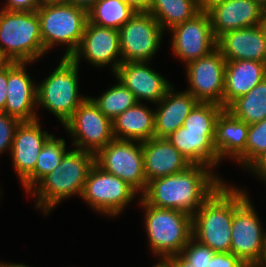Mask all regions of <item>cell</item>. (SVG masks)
I'll return each mask as SVG.
<instances>
[{
  "mask_svg": "<svg viewBox=\"0 0 266 267\" xmlns=\"http://www.w3.org/2000/svg\"><path fill=\"white\" fill-rule=\"evenodd\" d=\"M209 168L192 164L182 172L151 180L141 198L150 206L177 209L193 216L223 183Z\"/></svg>",
  "mask_w": 266,
  "mask_h": 267,
  "instance_id": "6da1fadb",
  "label": "cell"
},
{
  "mask_svg": "<svg viewBox=\"0 0 266 267\" xmlns=\"http://www.w3.org/2000/svg\"><path fill=\"white\" fill-rule=\"evenodd\" d=\"M248 198L240 189L222 183L192 216V237L214 252H230L235 210Z\"/></svg>",
  "mask_w": 266,
  "mask_h": 267,
  "instance_id": "7a4b0ae2",
  "label": "cell"
},
{
  "mask_svg": "<svg viewBox=\"0 0 266 267\" xmlns=\"http://www.w3.org/2000/svg\"><path fill=\"white\" fill-rule=\"evenodd\" d=\"M95 164L93 153L74 149L67 152L50 174L45 176L33 193L38 196L37 208L45 213L72 194L82 195L88 173Z\"/></svg>",
  "mask_w": 266,
  "mask_h": 267,
  "instance_id": "3957f363",
  "label": "cell"
},
{
  "mask_svg": "<svg viewBox=\"0 0 266 267\" xmlns=\"http://www.w3.org/2000/svg\"><path fill=\"white\" fill-rule=\"evenodd\" d=\"M0 50L9 62H31L45 54L37 11H0Z\"/></svg>",
  "mask_w": 266,
  "mask_h": 267,
  "instance_id": "277c9868",
  "label": "cell"
},
{
  "mask_svg": "<svg viewBox=\"0 0 266 267\" xmlns=\"http://www.w3.org/2000/svg\"><path fill=\"white\" fill-rule=\"evenodd\" d=\"M37 13L44 50L47 52L55 43L66 44L63 57L71 58L82 41L88 12L69 3H54L42 4Z\"/></svg>",
  "mask_w": 266,
  "mask_h": 267,
  "instance_id": "5b68a950",
  "label": "cell"
},
{
  "mask_svg": "<svg viewBox=\"0 0 266 267\" xmlns=\"http://www.w3.org/2000/svg\"><path fill=\"white\" fill-rule=\"evenodd\" d=\"M144 206L145 226L148 240L154 254L162 256L160 261L170 255L179 254L192 237V216L177 209Z\"/></svg>",
  "mask_w": 266,
  "mask_h": 267,
  "instance_id": "8992f818",
  "label": "cell"
},
{
  "mask_svg": "<svg viewBox=\"0 0 266 267\" xmlns=\"http://www.w3.org/2000/svg\"><path fill=\"white\" fill-rule=\"evenodd\" d=\"M78 65L63 57L58 67L37 86V105L50 110L64 125L87 97L78 95Z\"/></svg>",
  "mask_w": 266,
  "mask_h": 267,
  "instance_id": "52a82bcc",
  "label": "cell"
},
{
  "mask_svg": "<svg viewBox=\"0 0 266 267\" xmlns=\"http://www.w3.org/2000/svg\"><path fill=\"white\" fill-rule=\"evenodd\" d=\"M95 163L104 171L121 178L142 193L147 181L144 170L142 142L113 139L95 155Z\"/></svg>",
  "mask_w": 266,
  "mask_h": 267,
  "instance_id": "ba28073f",
  "label": "cell"
},
{
  "mask_svg": "<svg viewBox=\"0 0 266 267\" xmlns=\"http://www.w3.org/2000/svg\"><path fill=\"white\" fill-rule=\"evenodd\" d=\"M64 126L75 136L76 149L94 155L114 139L112 120L100 111L91 97L79 105Z\"/></svg>",
  "mask_w": 266,
  "mask_h": 267,
  "instance_id": "9c48e42d",
  "label": "cell"
},
{
  "mask_svg": "<svg viewBox=\"0 0 266 267\" xmlns=\"http://www.w3.org/2000/svg\"><path fill=\"white\" fill-rule=\"evenodd\" d=\"M118 31L122 63L148 62L159 49L164 32L148 12H136Z\"/></svg>",
  "mask_w": 266,
  "mask_h": 267,
  "instance_id": "30bf717a",
  "label": "cell"
},
{
  "mask_svg": "<svg viewBox=\"0 0 266 267\" xmlns=\"http://www.w3.org/2000/svg\"><path fill=\"white\" fill-rule=\"evenodd\" d=\"M136 193L128 183L104 171L95 163L88 173L81 197L91 208L113 216L119 214Z\"/></svg>",
  "mask_w": 266,
  "mask_h": 267,
  "instance_id": "8fae6325",
  "label": "cell"
},
{
  "mask_svg": "<svg viewBox=\"0 0 266 267\" xmlns=\"http://www.w3.org/2000/svg\"><path fill=\"white\" fill-rule=\"evenodd\" d=\"M247 198L234 212L230 252L249 267H257L266 249V233Z\"/></svg>",
  "mask_w": 266,
  "mask_h": 267,
  "instance_id": "7c38bea8",
  "label": "cell"
},
{
  "mask_svg": "<svg viewBox=\"0 0 266 267\" xmlns=\"http://www.w3.org/2000/svg\"><path fill=\"white\" fill-rule=\"evenodd\" d=\"M226 59L216 48L208 55L186 64L191 93L199 102L223 107Z\"/></svg>",
  "mask_w": 266,
  "mask_h": 267,
  "instance_id": "4fadbf2b",
  "label": "cell"
},
{
  "mask_svg": "<svg viewBox=\"0 0 266 267\" xmlns=\"http://www.w3.org/2000/svg\"><path fill=\"white\" fill-rule=\"evenodd\" d=\"M170 30L173 33L172 49L186 64L208 55L217 48V39L205 10Z\"/></svg>",
  "mask_w": 266,
  "mask_h": 267,
  "instance_id": "5bb4252c",
  "label": "cell"
},
{
  "mask_svg": "<svg viewBox=\"0 0 266 267\" xmlns=\"http://www.w3.org/2000/svg\"><path fill=\"white\" fill-rule=\"evenodd\" d=\"M216 39L228 31L261 25L265 9L254 0H223L205 10Z\"/></svg>",
  "mask_w": 266,
  "mask_h": 267,
  "instance_id": "9a60e30c",
  "label": "cell"
},
{
  "mask_svg": "<svg viewBox=\"0 0 266 267\" xmlns=\"http://www.w3.org/2000/svg\"><path fill=\"white\" fill-rule=\"evenodd\" d=\"M81 54L97 67L113 61L112 68L115 72L122 63L121 59L116 60L117 56L121 57L119 31L95 25L88 20L80 46L71 57L78 66Z\"/></svg>",
  "mask_w": 266,
  "mask_h": 267,
  "instance_id": "2e32d148",
  "label": "cell"
},
{
  "mask_svg": "<svg viewBox=\"0 0 266 267\" xmlns=\"http://www.w3.org/2000/svg\"><path fill=\"white\" fill-rule=\"evenodd\" d=\"M27 62L8 63L7 98L4 113L20 122L37 120L33 111L37 104V86L26 73Z\"/></svg>",
  "mask_w": 266,
  "mask_h": 267,
  "instance_id": "e0dca14e",
  "label": "cell"
},
{
  "mask_svg": "<svg viewBox=\"0 0 266 267\" xmlns=\"http://www.w3.org/2000/svg\"><path fill=\"white\" fill-rule=\"evenodd\" d=\"M147 62H123L114 72L116 78L135 95L138 102L145 99L158 103L171 84L151 70Z\"/></svg>",
  "mask_w": 266,
  "mask_h": 267,
  "instance_id": "ac0fdd59",
  "label": "cell"
},
{
  "mask_svg": "<svg viewBox=\"0 0 266 267\" xmlns=\"http://www.w3.org/2000/svg\"><path fill=\"white\" fill-rule=\"evenodd\" d=\"M217 48L226 61L266 62V34L261 25L224 33L217 39Z\"/></svg>",
  "mask_w": 266,
  "mask_h": 267,
  "instance_id": "d6986e66",
  "label": "cell"
},
{
  "mask_svg": "<svg viewBox=\"0 0 266 267\" xmlns=\"http://www.w3.org/2000/svg\"><path fill=\"white\" fill-rule=\"evenodd\" d=\"M51 135L42 132L38 119L20 122L17 126L11 148L14 168L23 182L35 169L40 151Z\"/></svg>",
  "mask_w": 266,
  "mask_h": 267,
  "instance_id": "ffe728a7",
  "label": "cell"
},
{
  "mask_svg": "<svg viewBox=\"0 0 266 267\" xmlns=\"http://www.w3.org/2000/svg\"><path fill=\"white\" fill-rule=\"evenodd\" d=\"M146 181L186 170L192 164L166 138L142 142Z\"/></svg>",
  "mask_w": 266,
  "mask_h": 267,
  "instance_id": "44dd1931",
  "label": "cell"
},
{
  "mask_svg": "<svg viewBox=\"0 0 266 267\" xmlns=\"http://www.w3.org/2000/svg\"><path fill=\"white\" fill-rule=\"evenodd\" d=\"M249 125L224 108L217 118L213 146L218 162L225 156L234 157L245 166V147L248 139Z\"/></svg>",
  "mask_w": 266,
  "mask_h": 267,
  "instance_id": "7402d4cb",
  "label": "cell"
},
{
  "mask_svg": "<svg viewBox=\"0 0 266 267\" xmlns=\"http://www.w3.org/2000/svg\"><path fill=\"white\" fill-rule=\"evenodd\" d=\"M170 87L158 102L155 111V138H166L183 125L186 117L199 103L188 91L173 93Z\"/></svg>",
  "mask_w": 266,
  "mask_h": 267,
  "instance_id": "603a6c76",
  "label": "cell"
},
{
  "mask_svg": "<svg viewBox=\"0 0 266 267\" xmlns=\"http://www.w3.org/2000/svg\"><path fill=\"white\" fill-rule=\"evenodd\" d=\"M166 139L191 163L214 167L218 156L213 146L214 131L188 130L183 126Z\"/></svg>",
  "mask_w": 266,
  "mask_h": 267,
  "instance_id": "cb8c5ba5",
  "label": "cell"
},
{
  "mask_svg": "<svg viewBox=\"0 0 266 267\" xmlns=\"http://www.w3.org/2000/svg\"><path fill=\"white\" fill-rule=\"evenodd\" d=\"M266 77V62L254 60L226 61L223 108L247 94Z\"/></svg>",
  "mask_w": 266,
  "mask_h": 267,
  "instance_id": "d4e9b609",
  "label": "cell"
},
{
  "mask_svg": "<svg viewBox=\"0 0 266 267\" xmlns=\"http://www.w3.org/2000/svg\"><path fill=\"white\" fill-rule=\"evenodd\" d=\"M154 121L155 112L138 102L112 120L114 138L147 141L155 135Z\"/></svg>",
  "mask_w": 266,
  "mask_h": 267,
  "instance_id": "484cf974",
  "label": "cell"
},
{
  "mask_svg": "<svg viewBox=\"0 0 266 267\" xmlns=\"http://www.w3.org/2000/svg\"><path fill=\"white\" fill-rule=\"evenodd\" d=\"M201 11L198 0H152L148 13L164 30L194 18Z\"/></svg>",
  "mask_w": 266,
  "mask_h": 267,
  "instance_id": "4316f807",
  "label": "cell"
},
{
  "mask_svg": "<svg viewBox=\"0 0 266 267\" xmlns=\"http://www.w3.org/2000/svg\"><path fill=\"white\" fill-rule=\"evenodd\" d=\"M226 109L248 125L266 119V77Z\"/></svg>",
  "mask_w": 266,
  "mask_h": 267,
  "instance_id": "83f0119b",
  "label": "cell"
},
{
  "mask_svg": "<svg viewBox=\"0 0 266 267\" xmlns=\"http://www.w3.org/2000/svg\"><path fill=\"white\" fill-rule=\"evenodd\" d=\"M65 147L64 139H57L51 134L40 151L34 171L22 182L28 192L60 165L62 158L68 152Z\"/></svg>",
  "mask_w": 266,
  "mask_h": 267,
  "instance_id": "f1b7e54d",
  "label": "cell"
},
{
  "mask_svg": "<svg viewBox=\"0 0 266 267\" xmlns=\"http://www.w3.org/2000/svg\"><path fill=\"white\" fill-rule=\"evenodd\" d=\"M137 11L125 0H98L88 12L91 23L119 30Z\"/></svg>",
  "mask_w": 266,
  "mask_h": 267,
  "instance_id": "f546056e",
  "label": "cell"
},
{
  "mask_svg": "<svg viewBox=\"0 0 266 267\" xmlns=\"http://www.w3.org/2000/svg\"><path fill=\"white\" fill-rule=\"evenodd\" d=\"M91 99L100 111L111 120L138 103L133 92L120 81L117 85L105 91L99 98Z\"/></svg>",
  "mask_w": 266,
  "mask_h": 267,
  "instance_id": "4dcf8cb0",
  "label": "cell"
},
{
  "mask_svg": "<svg viewBox=\"0 0 266 267\" xmlns=\"http://www.w3.org/2000/svg\"><path fill=\"white\" fill-rule=\"evenodd\" d=\"M224 108L215 103L199 102L186 117L183 127L195 131H215L218 116Z\"/></svg>",
  "mask_w": 266,
  "mask_h": 267,
  "instance_id": "1f68e13d",
  "label": "cell"
},
{
  "mask_svg": "<svg viewBox=\"0 0 266 267\" xmlns=\"http://www.w3.org/2000/svg\"><path fill=\"white\" fill-rule=\"evenodd\" d=\"M266 152V119L249 125L245 166L249 168Z\"/></svg>",
  "mask_w": 266,
  "mask_h": 267,
  "instance_id": "d6a6232c",
  "label": "cell"
},
{
  "mask_svg": "<svg viewBox=\"0 0 266 267\" xmlns=\"http://www.w3.org/2000/svg\"><path fill=\"white\" fill-rule=\"evenodd\" d=\"M194 242L195 239L191 237L179 254L195 267H208L215 252L207 245Z\"/></svg>",
  "mask_w": 266,
  "mask_h": 267,
  "instance_id": "836d02e7",
  "label": "cell"
},
{
  "mask_svg": "<svg viewBox=\"0 0 266 267\" xmlns=\"http://www.w3.org/2000/svg\"><path fill=\"white\" fill-rule=\"evenodd\" d=\"M19 124L18 119L0 112V153L5 149L11 151L14 133Z\"/></svg>",
  "mask_w": 266,
  "mask_h": 267,
  "instance_id": "e575fe53",
  "label": "cell"
},
{
  "mask_svg": "<svg viewBox=\"0 0 266 267\" xmlns=\"http://www.w3.org/2000/svg\"><path fill=\"white\" fill-rule=\"evenodd\" d=\"M208 267H249L231 252H215Z\"/></svg>",
  "mask_w": 266,
  "mask_h": 267,
  "instance_id": "d590c367",
  "label": "cell"
},
{
  "mask_svg": "<svg viewBox=\"0 0 266 267\" xmlns=\"http://www.w3.org/2000/svg\"><path fill=\"white\" fill-rule=\"evenodd\" d=\"M42 0H7L6 10L10 11H37Z\"/></svg>",
  "mask_w": 266,
  "mask_h": 267,
  "instance_id": "8d00e7d4",
  "label": "cell"
},
{
  "mask_svg": "<svg viewBox=\"0 0 266 267\" xmlns=\"http://www.w3.org/2000/svg\"><path fill=\"white\" fill-rule=\"evenodd\" d=\"M8 63L0 68V112H4L7 98Z\"/></svg>",
  "mask_w": 266,
  "mask_h": 267,
  "instance_id": "74e56055",
  "label": "cell"
},
{
  "mask_svg": "<svg viewBox=\"0 0 266 267\" xmlns=\"http://www.w3.org/2000/svg\"><path fill=\"white\" fill-rule=\"evenodd\" d=\"M165 267H195L180 254H173L161 261Z\"/></svg>",
  "mask_w": 266,
  "mask_h": 267,
  "instance_id": "f35d334b",
  "label": "cell"
},
{
  "mask_svg": "<svg viewBox=\"0 0 266 267\" xmlns=\"http://www.w3.org/2000/svg\"><path fill=\"white\" fill-rule=\"evenodd\" d=\"M253 172L266 181V152L260 156L250 167Z\"/></svg>",
  "mask_w": 266,
  "mask_h": 267,
  "instance_id": "ab89813d",
  "label": "cell"
},
{
  "mask_svg": "<svg viewBox=\"0 0 266 267\" xmlns=\"http://www.w3.org/2000/svg\"><path fill=\"white\" fill-rule=\"evenodd\" d=\"M135 11L148 12L152 0H125Z\"/></svg>",
  "mask_w": 266,
  "mask_h": 267,
  "instance_id": "60d3db41",
  "label": "cell"
},
{
  "mask_svg": "<svg viewBox=\"0 0 266 267\" xmlns=\"http://www.w3.org/2000/svg\"><path fill=\"white\" fill-rule=\"evenodd\" d=\"M98 0H69V4H72L78 8H81L89 12Z\"/></svg>",
  "mask_w": 266,
  "mask_h": 267,
  "instance_id": "b9f144b4",
  "label": "cell"
},
{
  "mask_svg": "<svg viewBox=\"0 0 266 267\" xmlns=\"http://www.w3.org/2000/svg\"><path fill=\"white\" fill-rule=\"evenodd\" d=\"M199 1V6L201 10H206L209 8L211 5L223 1V0H198Z\"/></svg>",
  "mask_w": 266,
  "mask_h": 267,
  "instance_id": "7bdbcfd3",
  "label": "cell"
},
{
  "mask_svg": "<svg viewBox=\"0 0 266 267\" xmlns=\"http://www.w3.org/2000/svg\"><path fill=\"white\" fill-rule=\"evenodd\" d=\"M69 3V0H42V4Z\"/></svg>",
  "mask_w": 266,
  "mask_h": 267,
  "instance_id": "ee69618b",
  "label": "cell"
},
{
  "mask_svg": "<svg viewBox=\"0 0 266 267\" xmlns=\"http://www.w3.org/2000/svg\"><path fill=\"white\" fill-rule=\"evenodd\" d=\"M9 61L7 58L3 55L2 51L0 50V68L5 66Z\"/></svg>",
  "mask_w": 266,
  "mask_h": 267,
  "instance_id": "f6af8a7d",
  "label": "cell"
},
{
  "mask_svg": "<svg viewBox=\"0 0 266 267\" xmlns=\"http://www.w3.org/2000/svg\"><path fill=\"white\" fill-rule=\"evenodd\" d=\"M0 267H28V266H26V265H24V264H4V262H3V264L2 263H0Z\"/></svg>",
  "mask_w": 266,
  "mask_h": 267,
  "instance_id": "bcb514c9",
  "label": "cell"
},
{
  "mask_svg": "<svg viewBox=\"0 0 266 267\" xmlns=\"http://www.w3.org/2000/svg\"><path fill=\"white\" fill-rule=\"evenodd\" d=\"M266 267V249L262 258V261L257 265V267Z\"/></svg>",
  "mask_w": 266,
  "mask_h": 267,
  "instance_id": "7dc6e473",
  "label": "cell"
},
{
  "mask_svg": "<svg viewBox=\"0 0 266 267\" xmlns=\"http://www.w3.org/2000/svg\"><path fill=\"white\" fill-rule=\"evenodd\" d=\"M261 26H262L265 34H266V11H265L264 16H263V19L261 21Z\"/></svg>",
  "mask_w": 266,
  "mask_h": 267,
  "instance_id": "c3c4849f",
  "label": "cell"
},
{
  "mask_svg": "<svg viewBox=\"0 0 266 267\" xmlns=\"http://www.w3.org/2000/svg\"><path fill=\"white\" fill-rule=\"evenodd\" d=\"M257 2L263 9L266 10V0H254Z\"/></svg>",
  "mask_w": 266,
  "mask_h": 267,
  "instance_id": "681fc988",
  "label": "cell"
},
{
  "mask_svg": "<svg viewBox=\"0 0 266 267\" xmlns=\"http://www.w3.org/2000/svg\"><path fill=\"white\" fill-rule=\"evenodd\" d=\"M153 267H165L164 264L162 262L159 261V263H157L155 266Z\"/></svg>",
  "mask_w": 266,
  "mask_h": 267,
  "instance_id": "f907efd6",
  "label": "cell"
}]
</instances>
